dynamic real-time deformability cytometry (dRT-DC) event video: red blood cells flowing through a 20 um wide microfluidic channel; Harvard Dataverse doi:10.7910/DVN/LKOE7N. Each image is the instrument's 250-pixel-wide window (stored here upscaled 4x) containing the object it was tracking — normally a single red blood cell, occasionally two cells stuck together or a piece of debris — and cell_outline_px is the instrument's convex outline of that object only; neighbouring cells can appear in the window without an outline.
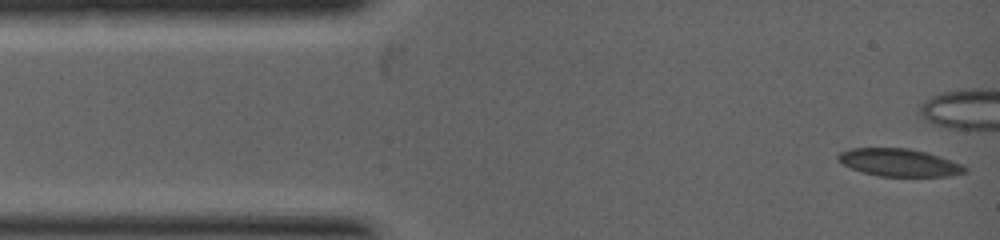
{"species": "common noctule bat (a hibernating species)", "species_latin": "Nyctalus noctula", "temperature_condition": "warm", "stored_images_in_passage": 16, "segment_of_instrument_passage": [1, 2], "camera_frame_rate_fps": 5000, "um_per_image_px": 0.085, "animal": {"sex": "female", "body_mass_g": 19.0, "forearm_length_mm": 53.3}, "frame": {"image": 1, "passage_image": 1, "time_ms": 0.0, "image_size_px": [1000, 240], "cell_outline_px": [[968, 172], [948, 176], [880, 176], [864, 172], [852, 168], [844, 164], [836, 156], [840, 152], [852, 148], [908, 148], [924, 152], [960, 164], [968, 168]], "centroid_in_image_um": [76.42, 13.82], "position_along_channel_um": 8.6, "area_um2": 19.94}}
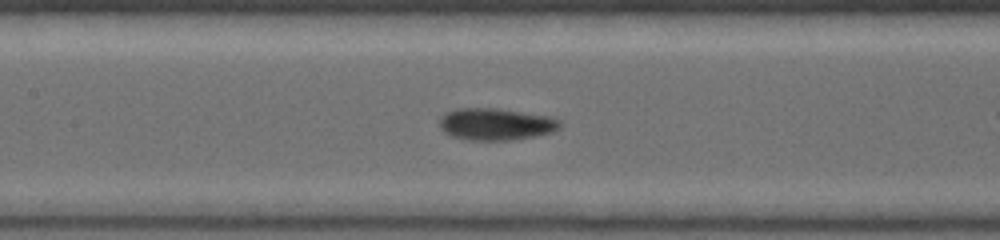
{"frame": {"image": 2, "passage_image": 12, "time_ms": 3.2, "image_size_px": [1000, 240], "cell_outline_px": [[560, 124], [552, 132], [512, 140], [468, 140], [452, 136], [444, 132], [440, 128], [440, 116], [444, 112], [460, 108], [496, 108], [548, 116], [560, 120]], "centroid_in_image_um": [42.08, 10.55], "position_along_channel_um": 165.3, "area_um2": 22.25}}
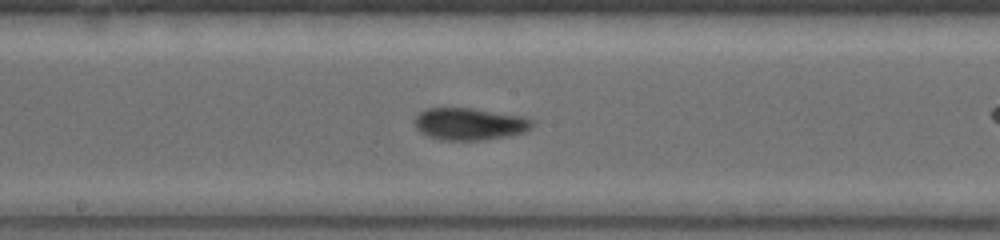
{"frame": {"image": 3, "passage_image": 14, "time_ms": 3.8, "image_size_px": [1000, 240], "cell_outline_px": [[532, 124], [524, 132], [508, 136], [484, 140], [440, 140], [428, 136], [420, 132], [416, 128], [412, 120], [424, 108], [472, 108], [520, 116], [532, 120]], "centroid_in_image_um": [39.83, 10.54], "position_along_channel_um": 208.4, "area_um2": 21.96}}